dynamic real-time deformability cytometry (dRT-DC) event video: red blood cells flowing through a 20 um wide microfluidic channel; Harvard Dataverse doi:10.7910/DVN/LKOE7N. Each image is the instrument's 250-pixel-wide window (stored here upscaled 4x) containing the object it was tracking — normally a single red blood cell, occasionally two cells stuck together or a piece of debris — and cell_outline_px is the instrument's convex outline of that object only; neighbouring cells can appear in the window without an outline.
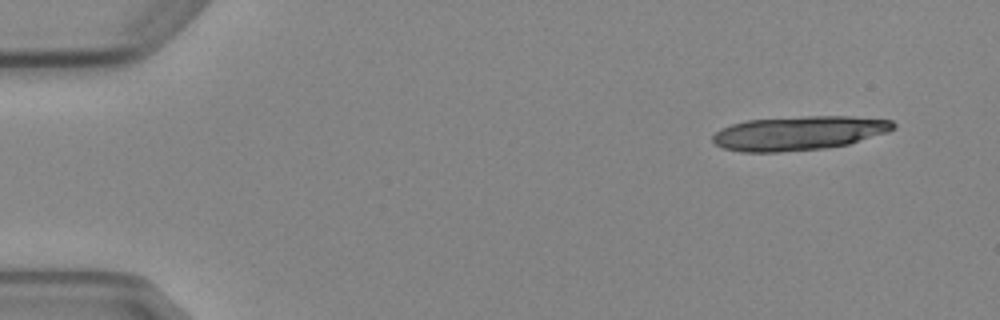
{"species": "Egyptian fruit bat (a non-hibernating species)", "species_latin": "Rousettus aegyptiacus", "temperature_condition": "cold", "stored_images_in_passage": 5, "camera_frame_rate_fps": 3000, "um_per_image_px": 0.085, "animal": {"sex": "female"}, "frame": {"image": 1, "passage_image": 1, "time_ms": 0.0, "image_size_px": [1000, 320], "cell_outline_px": [[896, 128], [888, 132], [848, 144], [828, 148], [780, 152], [740, 152], [724, 148], [716, 144], [712, 140], [712, 136], [720, 128], [732, 124], [748, 120], [804, 116], [852, 116], [892, 120], [896, 124]], "centroid_in_image_um": [67.92, 11.31], "position_along_channel_um": 17.1, "area_um2": 36.07}}
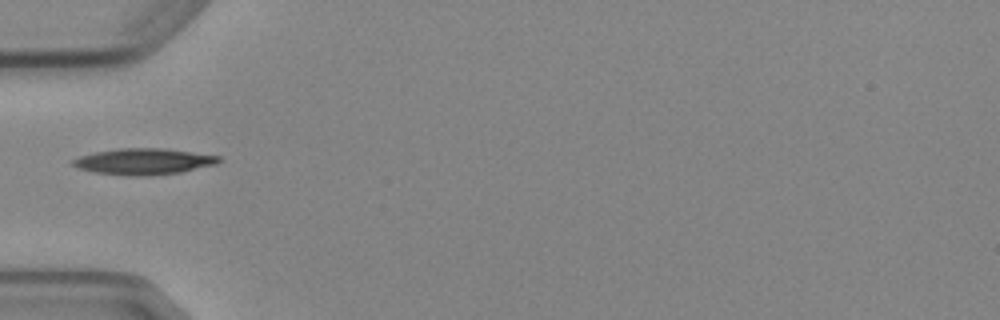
{"frame": {"image": 2, "passage_image": 5, "time_ms": 4.667, "image_size_px": [1000, 320], "cell_outline_px": [[220, 160], [216, 164], [180, 172], [144, 176], [128, 176], [92, 172], [76, 168], [72, 164], [72, 160], [80, 156], [96, 152], [120, 148], [164, 148], [220, 156]], "centroid_in_image_um": [12.17, 13.73], "position_along_channel_um": 72.8, "area_um2": 22.2}}